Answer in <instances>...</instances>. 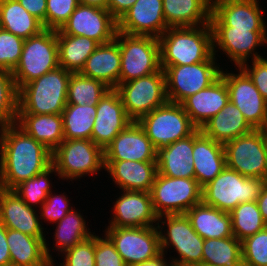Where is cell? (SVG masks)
<instances>
[{"label":"cell","instance_id":"20","mask_svg":"<svg viewBox=\"0 0 267 266\" xmlns=\"http://www.w3.org/2000/svg\"><path fill=\"white\" fill-rule=\"evenodd\" d=\"M168 28L162 0H137L117 21V30L128 35L159 38Z\"/></svg>","mask_w":267,"mask_h":266},{"label":"cell","instance_id":"51","mask_svg":"<svg viewBox=\"0 0 267 266\" xmlns=\"http://www.w3.org/2000/svg\"><path fill=\"white\" fill-rule=\"evenodd\" d=\"M137 0H108L107 9L118 21L126 11H128Z\"/></svg>","mask_w":267,"mask_h":266},{"label":"cell","instance_id":"21","mask_svg":"<svg viewBox=\"0 0 267 266\" xmlns=\"http://www.w3.org/2000/svg\"><path fill=\"white\" fill-rule=\"evenodd\" d=\"M121 193L113 202L114 215L108 227L157 226L158 216L153 210L150 192L123 190Z\"/></svg>","mask_w":267,"mask_h":266},{"label":"cell","instance_id":"47","mask_svg":"<svg viewBox=\"0 0 267 266\" xmlns=\"http://www.w3.org/2000/svg\"><path fill=\"white\" fill-rule=\"evenodd\" d=\"M51 191L45 200V202L40 207V219L45 221H50L49 223L59 222L68 212H70L73 206L70 205L69 199L61 194H52Z\"/></svg>","mask_w":267,"mask_h":266},{"label":"cell","instance_id":"34","mask_svg":"<svg viewBox=\"0 0 267 266\" xmlns=\"http://www.w3.org/2000/svg\"><path fill=\"white\" fill-rule=\"evenodd\" d=\"M0 26L24 40L45 29L17 0H0Z\"/></svg>","mask_w":267,"mask_h":266},{"label":"cell","instance_id":"18","mask_svg":"<svg viewBox=\"0 0 267 266\" xmlns=\"http://www.w3.org/2000/svg\"><path fill=\"white\" fill-rule=\"evenodd\" d=\"M96 117L91 140L103 150L133 120L127 115L119 93L110 89L96 105Z\"/></svg>","mask_w":267,"mask_h":266},{"label":"cell","instance_id":"15","mask_svg":"<svg viewBox=\"0 0 267 266\" xmlns=\"http://www.w3.org/2000/svg\"><path fill=\"white\" fill-rule=\"evenodd\" d=\"M237 70H239L237 74L221 70L220 76L227 85L229 101L239 108L253 129L265 130L267 127V101L248 74L241 67H238Z\"/></svg>","mask_w":267,"mask_h":266},{"label":"cell","instance_id":"40","mask_svg":"<svg viewBox=\"0 0 267 266\" xmlns=\"http://www.w3.org/2000/svg\"><path fill=\"white\" fill-rule=\"evenodd\" d=\"M229 213L233 236L240 241L267 227L256 201L240 203Z\"/></svg>","mask_w":267,"mask_h":266},{"label":"cell","instance_id":"2","mask_svg":"<svg viewBox=\"0 0 267 266\" xmlns=\"http://www.w3.org/2000/svg\"><path fill=\"white\" fill-rule=\"evenodd\" d=\"M158 40L161 66L192 65L214 55L210 24L169 27Z\"/></svg>","mask_w":267,"mask_h":266},{"label":"cell","instance_id":"32","mask_svg":"<svg viewBox=\"0 0 267 266\" xmlns=\"http://www.w3.org/2000/svg\"><path fill=\"white\" fill-rule=\"evenodd\" d=\"M252 130L253 128L245 120L239 108L231 101H228L221 111L201 128L206 136L222 144L248 134Z\"/></svg>","mask_w":267,"mask_h":266},{"label":"cell","instance_id":"31","mask_svg":"<svg viewBox=\"0 0 267 266\" xmlns=\"http://www.w3.org/2000/svg\"><path fill=\"white\" fill-rule=\"evenodd\" d=\"M195 232L203 239L233 236L231 215L203 201L194 205L186 213Z\"/></svg>","mask_w":267,"mask_h":266},{"label":"cell","instance_id":"7","mask_svg":"<svg viewBox=\"0 0 267 266\" xmlns=\"http://www.w3.org/2000/svg\"><path fill=\"white\" fill-rule=\"evenodd\" d=\"M137 122L156 150L184 139L198 129L182 105L170 101L145 114Z\"/></svg>","mask_w":267,"mask_h":266},{"label":"cell","instance_id":"36","mask_svg":"<svg viewBox=\"0 0 267 266\" xmlns=\"http://www.w3.org/2000/svg\"><path fill=\"white\" fill-rule=\"evenodd\" d=\"M202 264L243 266L241 241L235 236L204 239Z\"/></svg>","mask_w":267,"mask_h":266},{"label":"cell","instance_id":"26","mask_svg":"<svg viewBox=\"0 0 267 266\" xmlns=\"http://www.w3.org/2000/svg\"><path fill=\"white\" fill-rule=\"evenodd\" d=\"M228 101L227 85L220 76L209 87L187 97L181 105L192 123L201 129L208 120L221 111Z\"/></svg>","mask_w":267,"mask_h":266},{"label":"cell","instance_id":"56","mask_svg":"<svg viewBox=\"0 0 267 266\" xmlns=\"http://www.w3.org/2000/svg\"><path fill=\"white\" fill-rule=\"evenodd\" d=\"M55 261H51L47 266H56Z\"/></svg>","mask_w":267,"mask_h":266},{"label":"cell","instance_id":"48","mask_svg":"<svg viewBox=\"0 0 267 266\" xmlns=\"http://www.w3.org/2000/svg\"><path fill=\"white\" fill-rule=\"evenodd\" d=\"M95 266H127L105 234L103 237L95 234Z\"/></svg>","mask_w":267,"mask_h":266},{"label":"cell","instance_id":"29","mask_svg":"<svg viewBox=\"0 0 267 266\" xmlns=\"http://www.w3.org/2000/svg\"><path fill=\"white\" fill-rule=\"evenodd\" d=\"M193 134L157 150L158 173L172 178H195Z\"/></svg>","mask_w":267,"mask_h":266},{"label":"cell","instance_id":"11","mask_svg":"<svg viewBox=\"0 0 267 266\" xmlns=\"http://www.w3.org/2000/svg\"><path fill=\"white\" fill-rule=\"evenodd\" d=\"M150 195L157 216L185 214L202 201V187L195 178H172L157 173Z\"/></svg>","mask_w":267,"mask_h":266},{"label":"cell","instance_id":"30","mask_svg":"<svg viewBox=\"0 0 267 266\" xmlns=\"http://www.w3.org/2000/svg\"><path fill=\"white\" fill-rule=\"evenodd\" d=\"M168 27H196L209 24L212 0H162Z\"/></svg>","mask_w":267,"mask_h":266},{"label":"cell","instance_id":"37","mask_svg":"<svg viewBox=\"0 0 267 266\" xmlns=\"http://www.w3.org/2000/svg\"><path fill=\"white\" fill-rule=\"evenodd\" d=\"M56 230L54 232V246L52 250L61 252L74 247L83 240L91 237L93 234L86 226V221L81 212L72 209L59 222L55 223Z\"/></svg>","mask_w":267,"mask_h":266},{"label":"cell","instance_id":"33","mask_svg":"<svg viewBox=\"0 0 267 266\" xmlns=\"http://www.w3.org/2000/svg\"><path fill=\"white\" fill-rule=\"evenodd\" d=\"M16 124L51 152L64 141L62 114H18Z\"/></svg>","mask_w":267,"mask_h":266},{"label":"cell","instance_id":"13","mask_svg":"<svg viewBox=\"0 0 267 266\" xmlns=\"http://www.w3.org/2000/svg\"><path fill=\"white\" fill-rule=\"evenodd\" d=\"M213 55L192 65L161 66L166 77V94L170 102L181 104L187 97L209 87L220 75V65Z\"/></svg>","mask_w":267,"mask_h":266},{"label":"cell","instance_id":"54","mask_svg":"<svg viewBox=\"0 0 267 266\" xmlns=\"http://www.w3.org/2000/svg\"><path fill=\"white\" fill-rule=\"evenodd\" d=\"M165 255L166 254L161 253L156 258L137 264L135 266H172V263L170 262L169 264V262H167L168 260L164 258Z\"/></svg>","mask_w":267,"mask_h":266},{"label":"cell","instance_id":"23","mask_svg":"<svg viewBox=\"0 0 267 266\" xmlns=\"http://www.w3.org/2000/svg\"><path fill=\"white\" fill-rule=\"evenodd\" d=\"M37 211L39 212L38 209L29 207L14 191L0 188V222L6 228L32 237L45 238Z\"/></svg>","mask_w":267,"mask_h":266},{"label":"cell","instance_id":"10","mask_svg":"<svg viewBox=\"0 0 267 266\" xmlns=\"http://www.w3.org/2000/svg\"><path fill=\"white\" fill-rule=\"evenodd\" d=\"M226 166L247 178L267 180V132L253 129L223 144Z\"/></svg>","mask_w":267,"mask_h":266},{"label":"cell","instance_id":"45","mask_svg":"<svg viewBox=\"0 0 267 266\" xmlns=\"http://www.w3.org/2000/svg\"><path fill=\"white\" fill-rule=\"evenodd\" d=\"M62 254L64 260L58 266H95V235L83 240Z\"/></svg>","mask_w":267,"mask_h":266},{"label":"cell","instance_id":"24","mask_svg":"<svg viewBox=\"0 0 267 266\" xmlns=\"http://www.w3.org/2000/svg\"><path fill=\"white\" fill-rule=\"evenodd\" d=\"M193 160L195 179L203 188L226 167L224 146L197 129L193 133Z\"/></svg>","mask_w":267,"mask_h":266},{"label":"cell","instance_id":"35","mask_svg":"<svg viewBox=\"0 0 267 266\" xmlns=\"http://www.w3.org/2000/svg\"><path fill=\"white\" fill-rule=\"evenodd\" d=\"M57 32L59 67L71 73H79L87 58L100 45L97 41L84 36H74Z\"/></svg>","mask_w":267,"mask_h":266},{"label":"cell","instance_id":"19","mask_svg":"<svg viewBox=\"0 0 267 266\" xmlns=\"http://www.w3.org/2000/svg\"><path fill=\"white\" fill-rule=\"evenodd\" d=\"M257 0H212L211 27L267 29Z\"/></svg>","mask_w":267,"mask_h":266},{"label":"cell","instance_id":"14","mask_svg":"<svg viewBox=\"0 0 267 266\" xmlns=\"http://www.w3.org/2000/svg\"><path fill=\"white\" fill-rule=\"evenodd\" d=\"M127 266H135L159 256L160 235L157 226L107 227L104 233Z\"/></svg>","mask_w":267,"mask_h":266},{"label":"cell","instance_id":"38","mask_svg":"<svg viewBox=\"0 0 267 266\" xmlns=\"http://www.w3.org/2000/svg\"><path fill=\"white\" fill-rule=\"evenodd\" d=\"M96 112V105L66 104L62 111L64 140H91Z\"/></svg>","mask_w":267,"mask_h":266},{"label":"cell","instance_id":"1","mask_svg":"<svg viewBox=\"0 0 267 266\" xmlns=\"http://www.w3.org/2000/svg\"><path fill=\"white\" fill-rule=\"evenodd\" d=\"M52 165V152L16 123L0 128V188L12 190Z\"/></svg>","mask_w":267,"mask_h":266},{"label":"cell","instance_id":"39","mask_svg":"<svg viewBox=\"0 0 267 266\" xmlns=\"http://www.w3.org/2000/svg\"><path fill=\"white\" fill-rule=\"evenodd\" d=\"M109 90L110 88L99 80L86 77L80 73H71L68 82L67 104L94 106Z\"/></svg>","mask_w":267,"mask_h":266},{"label":"cell","instance_id":"53","mask_svg":"<svg viewBox=\"0 0 267 266\" xmlns=\"http://www.w3.org/2000/svg\"><path fill=\"white\" fill-rule=\"evenodd\" d=\"M256 202L258 204L263 220L267 224V182L263 186L260 196L258 197Z\"/></svg>","mask_w":267,"mask_h":266},{"label":"cell","instance_id":"8","mask_svg":"<svg viewBox=\"0 0 267 266\" xmlns=\"http://www.w3.org/2000/svg\"><path fill=\"white\" fill-rule=\"evenodd\" d=\"M52 165L62 180L94 175L105 169L104 150L92 140H64L52 152Z\"/></svg>","mask_w":267,"mask_h":266},{"label":"cell","instance_id":"25","mask_svg":"<svg viewBox=\"0 0 267 266\" xmlns=\"http://www.w3.org/2000/svg\"><path fill=\"white\" fill-rule=\"evenodd\" d=\"M117 187L129 191L150 192L158 173L157 161H104Z\"/></svg>","mask_w":267,"mask_h":266},{"label":"cell","instance_id":"12","mask_svg":"<svg viewBox=\"0 0 267 266\" xmlns=\"http://www.w3.org/2000/svg\"><path fill=\"white\" fill-rule=\"evenodd\" d=\"M115 90L120 95L127 115L136 122L168 101L166 77L162 68L158 72L118 84Z\"/></svg>","mask_w":267,"mask_h":266},{"label":"cell","instance_id":"57","mask_svg":"<svg viewBox=\"0 0 267 266\" xmlns=\"http://www.w3.org/2000/svg\"><path fill=\"white\" fill-rule=\"evenodd\" d=\"M199 266H212V265H206V264H202V265H199Z\"/></svg>","mask_w":267,"mask_h":266},{"label":"cell","instance_id":"4","mask_svg":"<svg viewBox=\"0 0 267 266\" xmlns=\"http://www.w3.org/2000/svg\"><path fill=\"white\" fill-rule=\"evenodd\" d=\"M267 180L247 178L227 166L202 188V201L224 212L240 203L257 201Z\"/></svg>","mask_w":267,"mask_h":266},{"label":"cell","instance_id":"41","mask_svg":"<svg viewBox=\"0 0 267 266\" xmlns=\"http://www.w3.org/2000/svg\"><path fill=\"white\" fill-rule=\"evenodd\" d=\"M58 176L57 171L53 165L37 174L28 180H25L15 186L14 191L29 207L36 209L40 208L45 202L47 195L52 191L51 189V174ZM49 177V178H48ZM37 204L39 206H37Z\"/></svg>","mask_w":267,"mask_h":266},{"label":"cell","instance_id":"52","mask_svg":"<svg viewBox=\"0 0 267 266\" xmlns=\"http://www.w3.org/2000/svg\"><path fill=\"white\" fill-rule=\"evenodd\" d=\"M0 266H11L9 245L6 240V227L0 222Z\"/></svg>","mask_w":267,"mask_h":266},{"label":"cell","instance_id":"27","mask_svg":"<svg viewBox=\"0 0 267 266\" xmlns=\"http://www.w3.org/2000/svg\"><path fill=\"white\" fill-rule=\"evenodd\" d=\"M6 240L9 245L11 266H47L54 261L46 238L32 237L6 228Z\"/></svg>","mask_w":267,"mask_h":266},{"label":"cell","instance_id":"42","mask_svg":"<svg viewBox=\"0 0 267 266\" xmlns=\"http://www.w3.org/2000/svg\"><path fill=\"white\" fill-rule=\"evenodd\" d=\"M18 93L12 72L0 68V128L16 123Z\"/></svg>","mask_w":267,"mask_h":266},{"label":"cell","instance_id":"22","mask_svg":"<svg viewBox=\"0 0 267 266\" xmlns=\"http://www.w3.org/2000/svg\"><path fill=\"white\" fill-rule=\"evenodd\" d=\"M157 161V150L144 129L133 121L104 149V161Z\"/></svg>","mask_w":267,"mask_h":266},{"label":"cell","instance_id":"17","mask_svg":"<svg viewBox=\"0 0 267 266\" xmlns=\"http://www.w3.org/2000/svg\"><path fill=\"white\" fill-rule=\"evenodd\" d=\"M60 31L63 34L84 36L105 44L115 39L117 20L108 9L79 3Z\"/></svg>","mask_w":267,"mask_h":266},{"label":"cell","instance_id":"50","mask_svg":"<svg viewBox=\"0 0 267 266\" xmlns=\"http://www.w3.org/2000/svg\"><path fill=\"white\" fill-rule=\"evenodd\" d=\"M31 15L43 23L46 29V2L47 0H17Z\"/></svg>","mask_w":267,"mask_h":266},{"label":"cell","instance_id":"3","mask_svg":"<svg viewBox=\"0 0 267 266\" xmlns=\"http://www.w3.org/2000/svg\"><path fill=\"white\" fill-rule=\"evenodd\" d=\"M70 76V71L58 67L23 85L18 93V114H62Z\"/></svg>","mask_w":267,"mask_h":266},{"label":"cell","instance_id":"43","mask_svg":"<svg viewBox=\"0 0 267 266\" xmlns=\"http://www.w3.org/2000/svg\"><path fill=\"white\" fill-rule=\"evenodd\" d=\"M243 266H267V227L241 241Z\"/></svg>","mask_w":267,"mask_h":266},{"label":"cell","instance_id":"55","mask_svg":"<svg viewBox=\"0 0 267 266\" xmlns=\"http://www.w3.org/2000/svg\"><path fill=\"white\" fill-rule=\"evenodd\" d=\"M79 3L107 9L108 0H78Z\"/></svg>","mask_w":267,"mask_h":266},{"label":"cell","instance_id":"49","mask_svg":"<svg viewBox=\"0 0 267 266\" xmlns=\"http://www.w3.org/2000/svg\"><path fill=\"white\" fill-rule=\"evenodd\" d=\"M251 65L245 63L241 68L248 74L255 87L267 101V58L255 59Z\"/></svg>","mask_w":267,"mask_h":266},{"label":"cell","instance_id":"5","mask_svg":"<svg viewBox=\"0 0 267 266\" xmlns=\"http://www.w3.org/2000/svg\"><path fill=\"white\" fill-rule=\"evenodd\" d=\"M164 217V218H163ZM164 220V221H163ZM157 227L160 235L161 252L167 254V249L172 246L179 258H170L174 266H199L202 265L204 239L193 229L186 214H167L158 216ZM161 223V224H159ZM164 226H167L162 231ZM162 227V228H161ZM164 232V233H163ZM166 250V251H165Z\"/></svg>","mask_w":267,"mask_h":266},{"label":"cell","instance_id":"16","mask_svg":"<svg viewBox=\"0 0 267 266\" xmlns=\"http://www.w3.org/2000/svg\"><path fill=\"white\" fill-rule=\"evenodd\" d=\"M213 54L220 49L233 61L236 67H241L262 56L255 50L267 44V29H234V27H211ZM217 47V48H216Z\"/></svg>","mask_w":267,"mask_h":266},{"label":"cell","instance_id":"44","mask_svg":"<svg viewBox=\"0 0 267 266\" xmlns=\"http://www.w3.org/2000/svg\"><path fill=\"white\" fill-rule=\"evenodd\" d=\"M24 39L0 28V68L13 71L17 66Z\"/></svg>","mask_w":267,"mask_h":266},{"label":"cell","instance_id":"6","mask_svg":"<svg viewBox=\"0 0 267 266\" xmlns=\"http://www.w3.org/2000/svg\"><path fill=\"white\" fill-rule=\"evenodd\" d=\"M59 67L56 30L44 29L24 40L22 54L12 74L17 89Z\"/></svg>","mask_w":267,"mask_h":266},{"label":"cell","instance_id":"28","mask_svg":"<svg viewBox=\"0 0 267 266\" xmlns=\"http://www.w3.org/2000/svg\"><path fill=\"white\" fill-rule=\"evenodd\" d=\"M121 53L118 42L100 44L87 58L80 74L103 82L110 89L119 84Z\"/></svg>","mask_w":267,"mask_h":266},{"label":"cell","instance_id":"46","mask_svg":"<svg viewBox=\"0 0 267 266\" xmlns=\"http://www.w3.org/2000/svg\"><path fill=\"white\" fill-rule=\"evenodd\" d=\"M78 5V0H47L46 29L60 30Z\"/></svg>","mask_w":267,"mask_h":266},{"label":"cell","instance_id":"9","mask_svg":"<svg viewBox=\"0 0 267 266\" xmlns=\"http://www.w3.org/2000/svg\"><path fill=\"white\" fill-rule=\"evenodd\" d=\"M115 40L121 53L119 84L158 72L160 46L154 36L128 35L117 31Z\"/></svg>","mask_w":267,"mask_h":266}]
</instances>
